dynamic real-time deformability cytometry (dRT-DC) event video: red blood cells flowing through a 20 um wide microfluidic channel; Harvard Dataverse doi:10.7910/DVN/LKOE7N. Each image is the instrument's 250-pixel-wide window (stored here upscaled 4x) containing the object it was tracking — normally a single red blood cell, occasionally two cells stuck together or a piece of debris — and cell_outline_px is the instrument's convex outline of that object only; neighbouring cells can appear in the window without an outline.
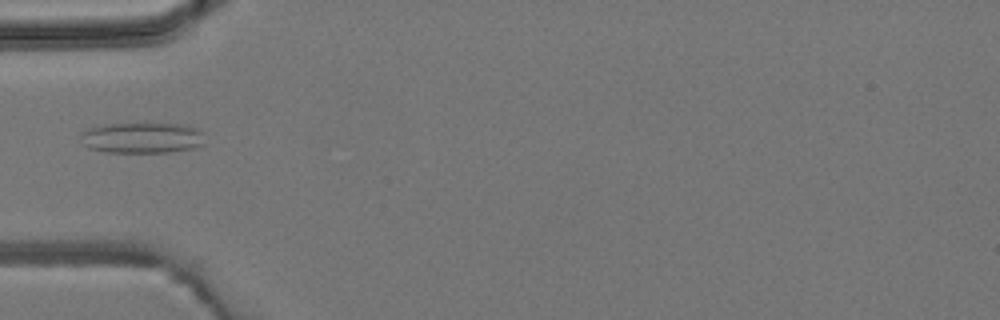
{"species": "common noctule bat (a hibernating species)", "species_latin": "Nyctalus noctula", "temperature_condition": "room temperature", "stored_images_in_passage": 3, "camera_frame_rate_fps": 3000, "um_per_image_px": 0.085, "animal": {"sex": "male", "body_mass_g": 19.2, "forearm_length_mm": 51.8}, "frame": {"image": 1, "passage_image": 2, "time_ms": 1.333, "image_size_px": [1000, 320], "cell_outline_px": [[204, 144], [192, 148], [168, 152], [104, 152], [88, 148], [84, 144], [80, 136], [80, 132], [88, 128], [104, 124], [180, 124], [200, 128], [204, 132]], "centroid_in_image_um": [12.09, 11.71], "position_along_channel_um": 72.9, "area_um2": 22.43}}